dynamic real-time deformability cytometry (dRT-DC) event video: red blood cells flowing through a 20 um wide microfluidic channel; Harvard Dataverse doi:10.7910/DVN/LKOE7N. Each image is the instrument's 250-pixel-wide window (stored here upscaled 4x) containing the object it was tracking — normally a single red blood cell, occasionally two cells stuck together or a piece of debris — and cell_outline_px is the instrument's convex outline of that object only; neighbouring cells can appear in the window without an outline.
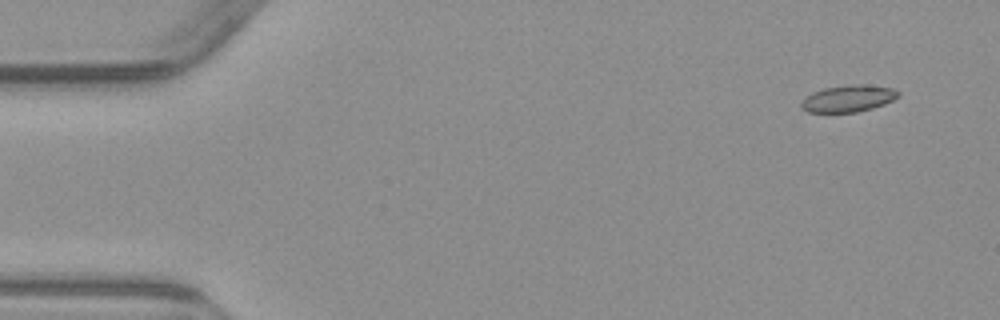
{"species": "common noctule bat (a hibernating species)", "species_latin": "Nyctalus noctula", "temperature_condition": "warm", "stored_images_in_passage": 3, "camera_frame_rate_fps": 3000, "um_per_image_px": 0.085, "animal": {"sex": "male", "body_mass_g": 23.1, "forearm_length_mm": 52.7}, "frame": {"image": 1, "passage_image": 1, "time_ms": 0.0, "image_size_px": [1000, 320], "cell_outline_px": [[900, 96], [884, 104], [872, 108], [856, 112], [808, 112], [800, 108], [800, 104], [812, 92], [824, 88], [848, 84], [860, 84], [892, 88], [900, 92]], "centroid_in_image_um": [72.11, 8.37], "position_along_channel_um": 12.9, "area_um2": 15.09}}